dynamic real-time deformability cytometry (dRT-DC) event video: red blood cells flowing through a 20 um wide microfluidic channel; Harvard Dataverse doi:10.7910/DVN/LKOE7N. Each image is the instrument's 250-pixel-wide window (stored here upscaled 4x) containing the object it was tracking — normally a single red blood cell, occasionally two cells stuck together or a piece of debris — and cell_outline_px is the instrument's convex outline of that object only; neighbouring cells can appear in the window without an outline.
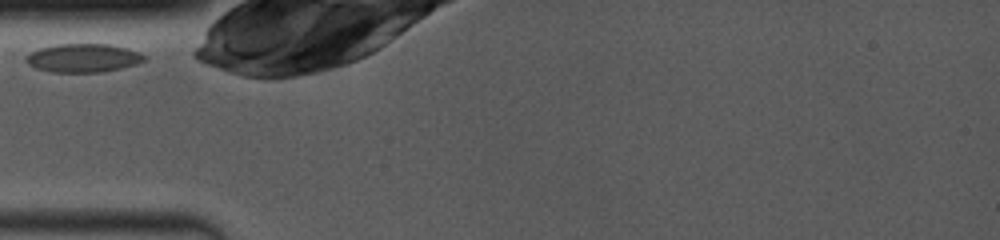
{"species": "common noctule bat (a hibernating species)", "species_latin": "Nyctalus noctula", "temperature_condition": "room temperature", "stored_images_in_passage": 1, "camera_frame_rate_fps": 4000, "um_per_image_px": 0.085, "animal": {"sex": "female", "body_mass_g": 19.0, "forearm_length_mm": 53.3}, "frame": {"image": 1, "passage_image": 1, "time_ms": 0.0, "image_size_px": [1000, 240], "cell_outline_px": [[144, 60], [136, 64], [120, 68], [100, 72], [52, 72], [36, 68], [28, 64], [24, 60], [32, 52], [40, 48], [56, 44], [108, 44], [128, 48], [140, 52], [144, 56]], "centroid_in_image_um": [7.07, 4.92], "position_along_channel_um": 77.9, "area_um2": 19.48}}